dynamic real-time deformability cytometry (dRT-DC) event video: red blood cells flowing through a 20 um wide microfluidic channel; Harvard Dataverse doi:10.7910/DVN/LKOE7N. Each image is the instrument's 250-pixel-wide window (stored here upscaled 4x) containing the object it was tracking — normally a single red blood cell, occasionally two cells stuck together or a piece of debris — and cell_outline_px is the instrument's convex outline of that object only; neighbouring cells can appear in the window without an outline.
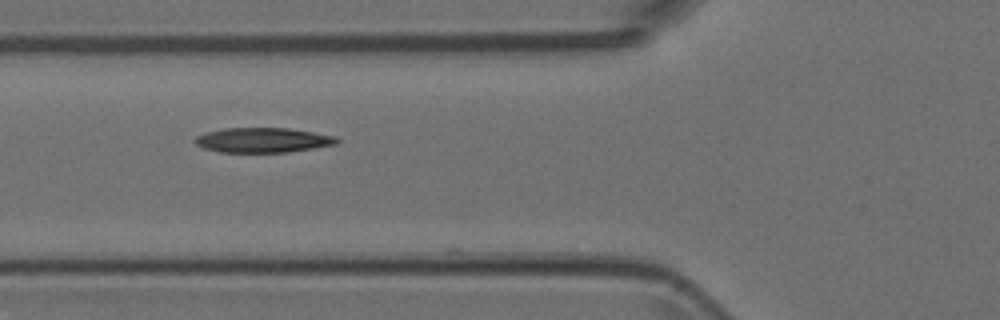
{"species": "Egyptian fruit bat (a non-hibernating species)", "species_latin": "Rousettus aegyptiacus", "temperature_condition": "room temperature", "stored_images_in_passage": 7, "camera_frame_rate_fps": 3000, "um_per_image_px": 0.085, "animal": {"sex": "female"}, "frame": {"image": 1, "passage_image": 5, "time_ms": 1.333, "image_size_px": [1000, 320], "cell_outline_px": [[340, 140], [336, 144], [288, 152], [220, 152], [204, 148], [196, 144], [192, 140], [196, 136], [208, 132], [224, 128], [288, 128], [336, 136]], "centroid_in_image_um": [22.33, 11.91], "position_along_channel_um": 103.5, "area_um2": 20.4}}
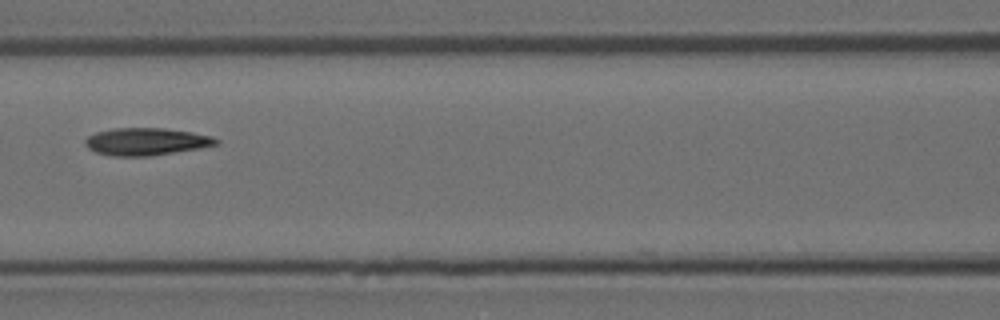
{"frame": {"image": 2, "passage_image": 6, "time_ms": 1.667, "image_size_px": [1000, 320], "cell_outline_px": [[220, 144], [200, 148], [152, 156], [112, 156], [96, 152], [88, 148], [84, 144], [84, 140], [88, 136], [96, 132], [112, 128], [164, 128], [192, 132], [212, 136], [220, 140]], "centroid_in_image_um": [12.44, 12.03], "position_along_channel_um": 154.2, "area_um2": 21.1}}